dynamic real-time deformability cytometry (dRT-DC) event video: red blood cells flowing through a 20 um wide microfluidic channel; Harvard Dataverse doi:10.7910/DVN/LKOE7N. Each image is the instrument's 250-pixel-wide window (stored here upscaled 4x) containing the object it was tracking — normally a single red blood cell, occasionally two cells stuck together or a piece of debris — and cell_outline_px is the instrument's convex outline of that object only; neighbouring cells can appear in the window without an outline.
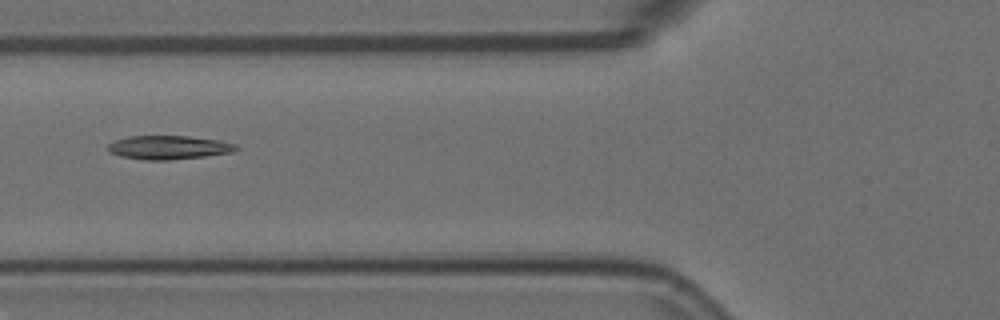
{"species": "Egyptian fruit bat (a non-hibernating species)", "species_latin": "Rousettus aegyptiacus", "temperature_condition": "room temperature", "stored_images_in_passage": 5, "camera_frame_rate_fps": 3000, "um_per_image_px": 0.085, "animal": {"sex": "female"}, "frame": {"image": 1, "passage_image": 3, "time_ms": 0.667, "image_size_px": [1000, 320], "cell_outline_px": [[240, 148], [232, 152], [204, 156], [168, 160], [144, 160], [120, 156], [108, 152], [108, 144], [116, 140], [128, 136], [188, 136], [220, 140], [236, 144]], "centroid_in_image_um": [14.33, 12.53], "position_along_channel_um": 111.5, "area_um2": 17.74}}
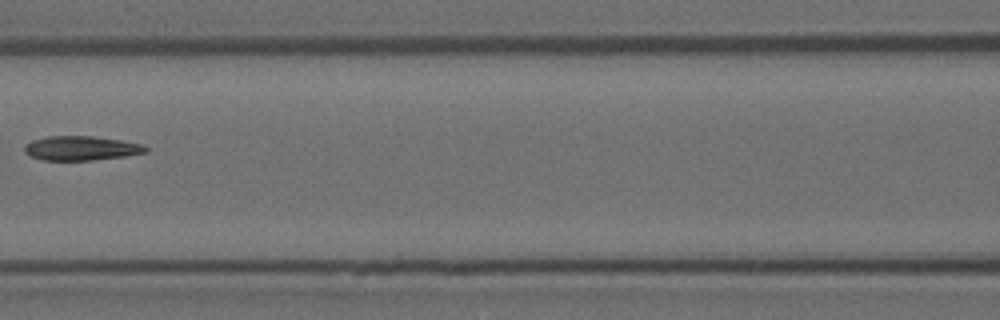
{"frame": {"image": 2, "passage_image": 4, "time_ms": 1.0, "image_size_px": [1000, 320], "cell_outline_px": [[148, 152], [124, 156], [92, 160], [44, 160], [28, 156], [24, 152], [24, 144], [32, 140], [48, 136], [92, 136], [120, 140], [144, 144], [148, 148]], "centroid_in_image_um": [6.87, 12.59], "position_along_channel_um": 159.7, "area_um2": 17.28}}
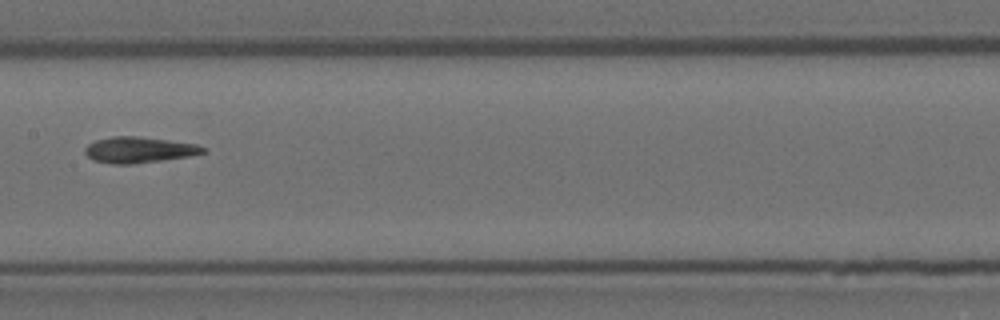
{"frame": {"image": 3, "passage_image": 5, "time_ms": 1.333, "image_size_px": [1000, 320], "cell_outline_px": [[208, 152], [188, 156], [132, 164], [112, 164], [92, 160], [84, 152], [84, 148], [88, 144], [96, 140], [112, 136], [136, 136], [168, 140], [196, 144], [208, 148]], "centroid_in_image_um": [11.81, 12.73], "position_along_channel_um": 195.6, "area_um2": 17.86}}